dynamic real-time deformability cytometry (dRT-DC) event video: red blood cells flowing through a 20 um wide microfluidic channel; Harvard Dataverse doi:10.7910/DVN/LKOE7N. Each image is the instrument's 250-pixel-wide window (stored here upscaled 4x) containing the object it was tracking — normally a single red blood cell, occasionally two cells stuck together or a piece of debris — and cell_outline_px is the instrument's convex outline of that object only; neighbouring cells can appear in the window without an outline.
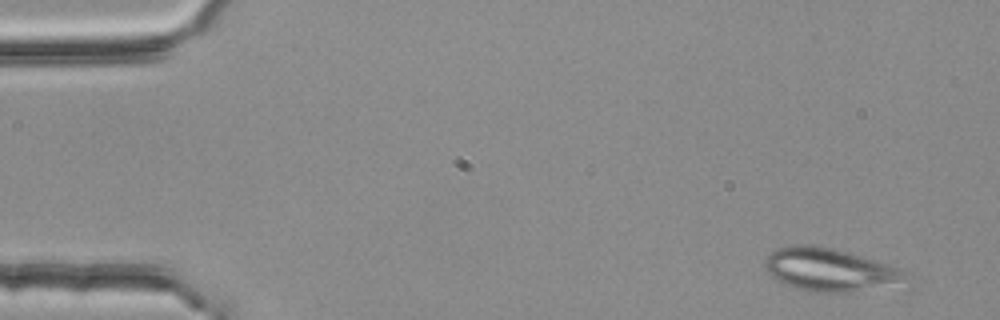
{"species": "common noctule bat (a hibernating species)", "species_latin": "Nyctalus noctula", "temperature_condition": "room temperature", "stored_images_in_passage": 4, "camera_frame_rate_fps": 3000, "um_per_image_px": 0.085, "animal": {"sex": "female", "body_mass_g": 25.1}, "frame": {"image": 1, "passage_image": 1, "time_ms": 0.0, "image_size_px": [1000, 320], "cell_outline_px": [[912, 288], [908, 292], [812, 292], [796, 288], [784, 284], [772, 276], [764, 268], [764, 260], [776, 248], [796, 244], [812, 244], [832, 248], [864, 256], [900, 268], [912, 276]], "centroid_in_image_um": [70.89, 23.02], "position_along_channel_um": 14.1, "area_um2": 37.92}}